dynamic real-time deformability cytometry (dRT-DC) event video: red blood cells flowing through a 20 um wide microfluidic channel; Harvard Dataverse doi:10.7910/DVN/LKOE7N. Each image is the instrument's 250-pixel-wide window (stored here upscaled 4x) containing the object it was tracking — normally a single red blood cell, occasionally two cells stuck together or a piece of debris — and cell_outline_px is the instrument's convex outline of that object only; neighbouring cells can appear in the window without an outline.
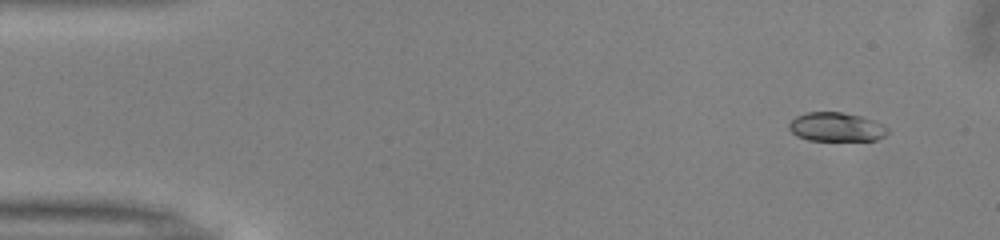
{"species": "common noctule bat (a hibernating species)", "species_latin": "Nyctalus noctula", "temperature_condition": "warm", "stored_images_in_passage": 50, "camera_frame_rate_fps": 3000, "um_per_image_px": 0.085, "animal": {"sex": "male", "body_mass_g": 13.0, "forearm_length_mm": 53.1}, "frame": {"image": 1, "passage_image": 3, "time_ms": 0.667, "image_size_px": [1000, 240], "cell_outline_px": [[888, 132], [884, 136], [876, 140], [808, 140], [796, 136], [788, 128], [788, 124], [796, 116], [808, 112], [840, 112], [860, 116], [872, 120], [888, 128]], "centroid_in_image_um": [71.04, 10.8], "position_along_channel_um": 14.0, "area_um2": 16.47}}
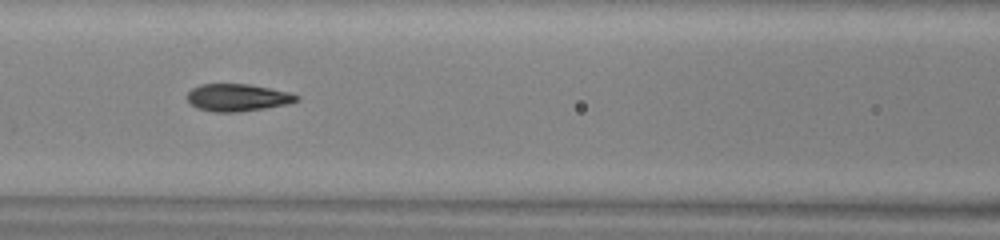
{"frame": {"image": 2, "passage_image": 21, "time_ms": 6.667, "image_size_px": [1000, 240], "cell_outline_px": [[300, 100], [288, 104], [264, 108], [236, 112], [212, 112], [196, 108], [188, 100], [188, 92], [192, 88], [200, 84], [248, 84], [288, 92], [300, 96]], "centroid_in_image_um": [20.19, 8.29], "position_along_channel_um": 146.4, "area_um2": 17.34}}
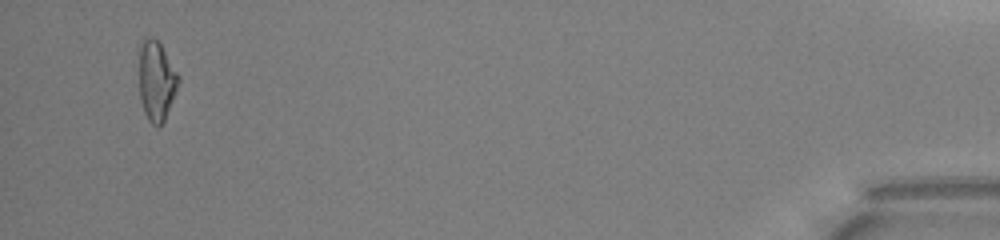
{"frame": {"image": 3, "passage_image": 48, "time_ms": 15.667, "image_size_px": [1000, 240], "cell_outline_px": [[180, 80], [164, 120], [156, 128], [148, 120], [144, 112], [140, 96], [136, 52], [136, 48], [140, 40], [148, 36], [152, 36], [160, 40], [180, 76]], "centroid_in_image_um": [13.24, 6.72], "position_along_channel_um": 422.0, "area_um2": 19.31}}